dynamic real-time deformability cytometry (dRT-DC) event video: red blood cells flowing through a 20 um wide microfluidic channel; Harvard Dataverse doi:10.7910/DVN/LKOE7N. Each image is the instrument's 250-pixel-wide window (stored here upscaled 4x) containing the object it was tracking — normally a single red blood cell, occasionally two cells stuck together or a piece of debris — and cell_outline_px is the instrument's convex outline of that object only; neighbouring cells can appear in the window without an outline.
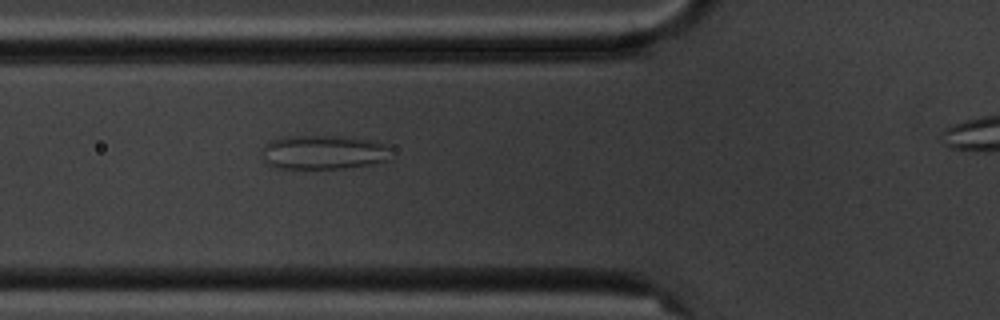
{"species": "common noctule bat (a hibernating species)", "species_latin": "Nyctalus noctula", "temperature_condition": "cold", "stored_images_in_passage": 6, "camera_frame_rate_fps": 3000, "um_per_image_px": 0.085, "animal": {"sex": "male", "body_mass_g": 20.1, "forearm_length_mm": 53.5}, "frame": {"image": 1, "passage_image": 5, "time_ms": 4.667, "image_size_px": [1000, 320], "cell_outline_px": [[392, 148], [388, 160], [372, 164], [344, 168], [276, 168], [268, 164], [260, 156], [260, 152], [264, 144], [280, 136], [340, 136], [376, 140]], "centroid_in_image_um": [27.48, 12.93], "position_along_channel_um": 98.3, "area_um2": 26.18}}